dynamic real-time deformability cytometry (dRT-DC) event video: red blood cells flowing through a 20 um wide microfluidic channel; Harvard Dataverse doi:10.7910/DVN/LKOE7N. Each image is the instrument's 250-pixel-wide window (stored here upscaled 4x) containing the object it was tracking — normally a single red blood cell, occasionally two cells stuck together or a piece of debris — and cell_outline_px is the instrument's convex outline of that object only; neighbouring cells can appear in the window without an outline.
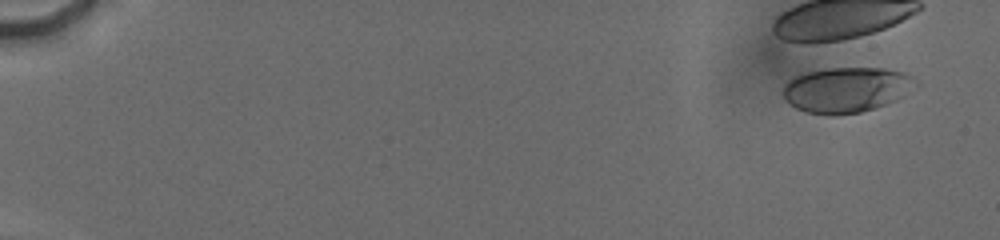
{"species": "human", "species_latin": "Homo sapiens", "temperature_condition": "cold", "stored_images_in_passage": 39, "camera_frame_rate_fps": 3000, "um_per_image_px": 0.085, "donor": {"sex": "male"}, "frame": {"image": 1, "passage_image": 5, "time_ms": 1.0, "image_size_px": [1000, 240], "cell_outline_px": [[920, 84], [896, 100], [860, 112], [836, 116], [828, 116], [804, 112], [788, 104], [784, 100], [780, 92], [784, 84], [792, 76], [804, 72], [828, 68], [884, 68], [904, 72], [912, 76]], "centroid_in_image_um": [71.88, 7.63], "position_along_channel_um": 13.1, "area_um2": 35.72}}